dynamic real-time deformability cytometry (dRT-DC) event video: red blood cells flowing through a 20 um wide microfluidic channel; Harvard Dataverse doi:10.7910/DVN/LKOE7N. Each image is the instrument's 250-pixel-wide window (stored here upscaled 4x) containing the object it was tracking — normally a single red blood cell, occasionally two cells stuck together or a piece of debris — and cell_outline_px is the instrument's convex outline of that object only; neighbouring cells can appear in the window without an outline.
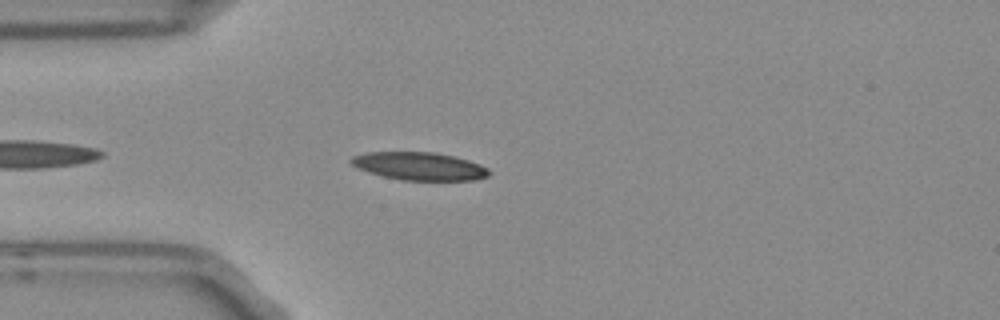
{"species": "Egyptian fruit bat (a non-hibernating species)", "species_latin": "Rousettus aegyptiacus", "temperature_condition": "room temperature", "stored_images_in_passage": 4, "camera_frame_rate_fps": 3000, "um_per_image_px": 0.085, "frame": {"image": 1, "passage_image": 4, "time_ms": 1.0, "image_size_px": [1000, 320], "cell_outline_px": [[492, 172], [488, 176], [476, 180], [404, 180], [384, 176], [360, 168], [352, 164], [348, 160], [352, 156], [368, 152], [436, 152], [468, 160], [480, 164], [488, 168]], "centroid_in_image_um": [35.7, 14.12], "position_along_channel_um": 49.3, "area_um2": 22.25}}